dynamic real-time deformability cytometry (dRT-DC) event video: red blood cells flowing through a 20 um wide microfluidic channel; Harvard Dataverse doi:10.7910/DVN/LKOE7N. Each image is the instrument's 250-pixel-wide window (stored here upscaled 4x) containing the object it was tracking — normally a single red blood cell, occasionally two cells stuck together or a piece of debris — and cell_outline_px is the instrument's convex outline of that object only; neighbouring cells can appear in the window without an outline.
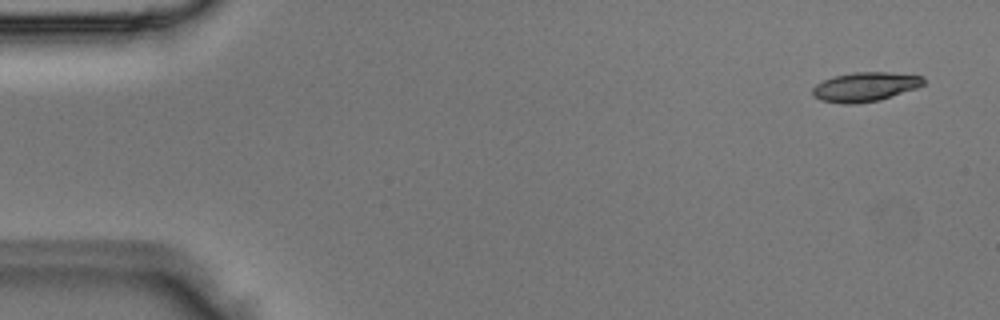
{"species": "Egyptian fruit bat (a non-hibernating species)", "species_latin": "Rousettus aegyptiacus", "temperature_condition": "room temperature", "stored_images_in_passage": 4, "camera_frame_rate_fps": 3000, "um_per_image_px": 0.085, "animal": {"sex": "male"}, "frame": {"image": 1, "passage_image": 1, "time_ms": 0.0, "image_size_px": [1000, 320], "cell_outline_px": [[924, 84], [916, 88], [880, 100], [852, 104], [844, 104], [820, 100], [812, 96], [812, 88], [816, 84], [832, 76], [852, 72], [892, 72], [924, 76]], "centroid_in_image_um": [73.52, 7.37], "position_along_channel_um": 11.5, "area_um2": 19.07}}
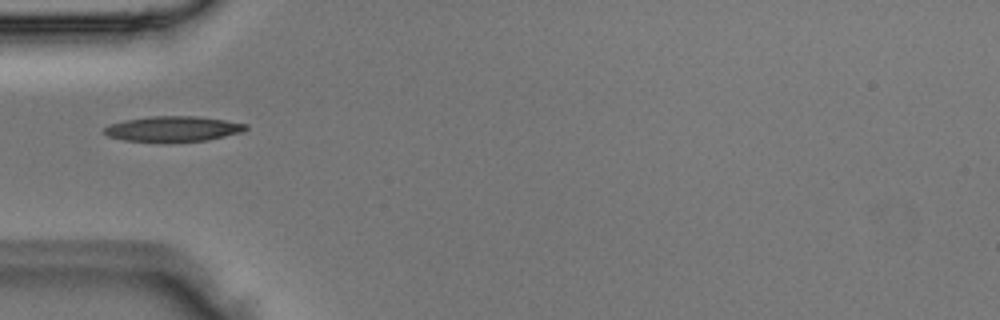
{"frame": {"image": 2, "passage_image": 4, "time_ms": 1.0, "image_size_px": [1000, 320], "cell_outline_px": [[248, 128], [244, 132], [208, 140], [168, 144], [164, 144], [124, 140], [108, 136], [104, 132], [104, 128], [112, 124], [124, 120], [152, 116], [196, 116], [224, 120], [248, 124]], "centroid_in_image_um": [14.74, 10.99], "position_along_channel_um": 70.3, "area_um2": 21.56}}